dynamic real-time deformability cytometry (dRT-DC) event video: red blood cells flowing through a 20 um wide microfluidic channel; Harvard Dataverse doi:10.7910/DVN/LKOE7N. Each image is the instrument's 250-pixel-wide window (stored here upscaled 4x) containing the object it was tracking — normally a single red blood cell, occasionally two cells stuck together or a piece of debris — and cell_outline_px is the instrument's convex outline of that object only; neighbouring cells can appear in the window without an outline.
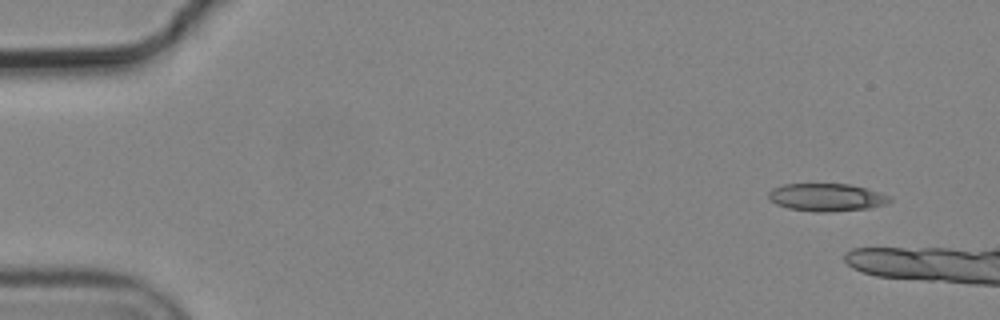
{"species": "common noctule bat (a hibernating species)", "species_latin": "Nyctalus noctula", "temperature_condition": "cold", "stored_images_in_passage": 3, "camera_frame_rate_fps": 3000, "um_per_image_px": 0.085, "animal": {"sex": "male", "body_mass_g": 19.2, "forearm_length_mm": 51.8}, "frame": {"image": 1, "passage_image": 1, "time_ms": 0.0, "image_size_px": [1000, 320], "cell_outline_px": [[892, 200], [888, 204], [868, 208], [828, 212], [816, 212], [788, 208], [776, 204], [768, 196], [768, 192], [772, 188], [784, 184], [848, 184], [880, 192], [892, 196]], "centroid_in_image_um": [70.29, 16.77], "position_along_channel_um": 14.7, "area_um2": 19.59}}